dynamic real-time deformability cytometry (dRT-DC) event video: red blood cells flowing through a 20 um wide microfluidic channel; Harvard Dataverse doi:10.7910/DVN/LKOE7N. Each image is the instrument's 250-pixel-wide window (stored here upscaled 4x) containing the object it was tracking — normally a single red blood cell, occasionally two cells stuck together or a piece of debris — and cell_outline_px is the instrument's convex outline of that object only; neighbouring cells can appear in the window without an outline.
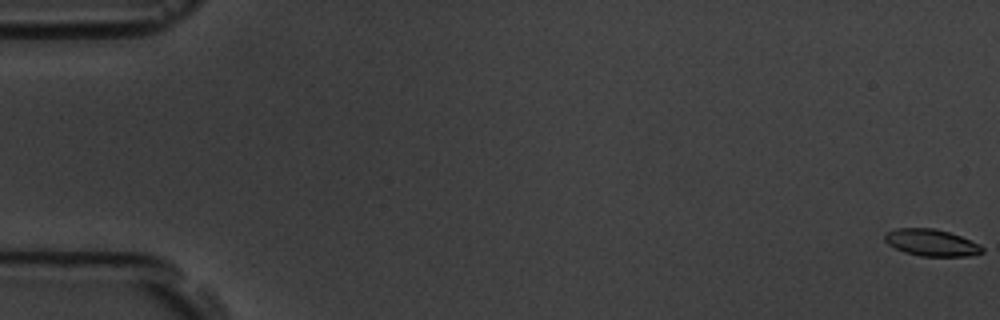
{"species": "common noctule bat (a hibernating species)", "species_latin": "Nyctalus noctula", "temperature_condition": "room temperature", "stored_images_in_passage": 5, "camera_frame_rate_fps": 3000, "um_per_image_px": 0.085, "animal": {"sex": "male", "body_mass_g": 19.5, "forearm_length_mm": 54.6}, "frame": {"image": 1, "passage_image": 1, "time_ms": 0.0, "image_size_px": [1000, 320], "cell_outline_px": [[984, 252], [968, 256], [920, 256], [904, 252], [888, 244], [884, 240], [884, 236], [888, 232], [896, 228], [936, 228], [960, 236], [980, 244], [984, 248]], "centroid_in_image_um": [79.18, 20.62], "position_along_channel_um": 5.8, "area_um2": 15.2}}
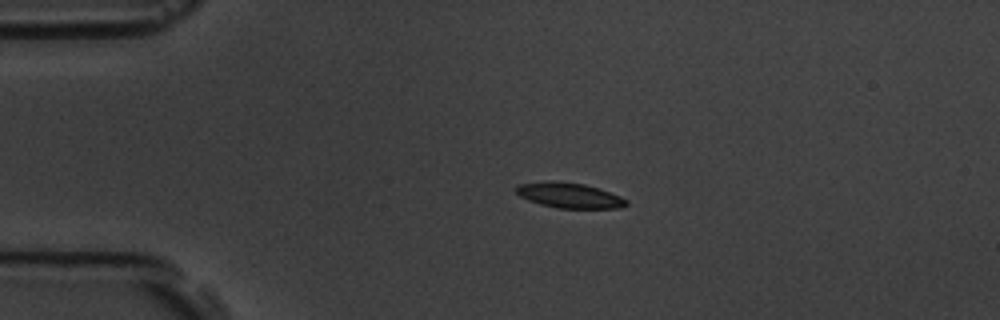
{"frame": {"image": 2, "passage_image": 4, "time_ms": 4.333, "image_size_px": [1000, 320], "cell_outline_px": [[628, 204], [620, 208], [556, 208], [540, 204], [528, 200], [520, 196], [516, 192], [516, 184], [552, 180], [584, 184], [620, 196], [628, 200]], "centroid_in_image_um": [48.36, 16.6], "position_along_channel_um": 36.6, "area_um2": 16.18}}